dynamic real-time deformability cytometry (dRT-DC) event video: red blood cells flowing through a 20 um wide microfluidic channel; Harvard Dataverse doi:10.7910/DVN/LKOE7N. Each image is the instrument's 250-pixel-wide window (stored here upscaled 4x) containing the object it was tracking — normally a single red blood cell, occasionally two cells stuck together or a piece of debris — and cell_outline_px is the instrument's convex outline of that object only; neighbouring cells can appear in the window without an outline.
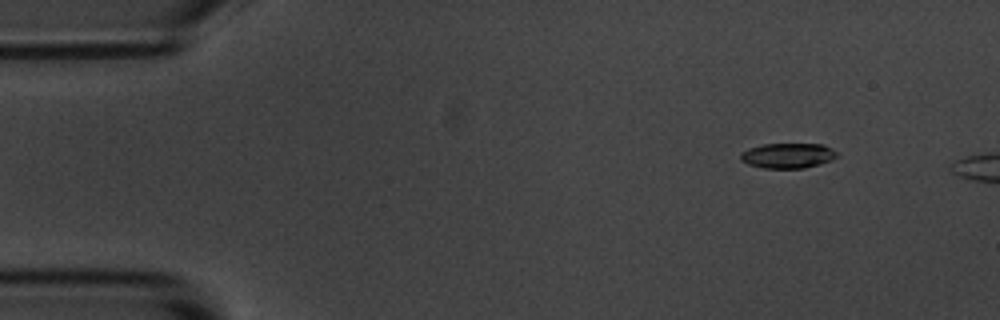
{"species": "common noctule bat (a hibernating species)", "species_latin": "Nyctalus noctula", "temperature_condition": "room temperature", "stored_images_in_passage": 4, "camera_frame_rate_fps": 3000, "um_per_image_px": 0.085, "animal": {"sex": "male", "body_mass_g": 20.1, "forearm_length_mm": 53.5}, "frame": {"image": 1, "passage_image": 2, "time_ms": 1.333, "image_size_px": [1000, 320], "cell_outline_px": [[836, 156], [832, 160], [820, 164], [804, 168], [764, 168], [748, 164], [740, 160], [740, 152], [748, 148], [760, 144], [824, 144], [832, 148], [836, 152]], "centroid_in_image_um": [66.94, 13.22], "position_along_channel_um": 18.1, "area_um2": 14.22}}